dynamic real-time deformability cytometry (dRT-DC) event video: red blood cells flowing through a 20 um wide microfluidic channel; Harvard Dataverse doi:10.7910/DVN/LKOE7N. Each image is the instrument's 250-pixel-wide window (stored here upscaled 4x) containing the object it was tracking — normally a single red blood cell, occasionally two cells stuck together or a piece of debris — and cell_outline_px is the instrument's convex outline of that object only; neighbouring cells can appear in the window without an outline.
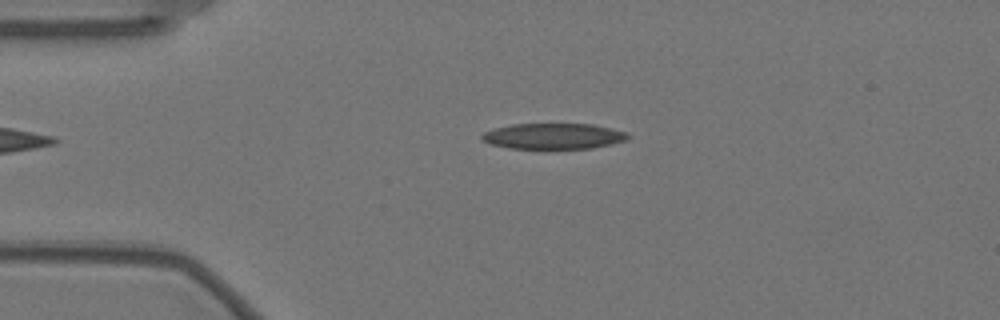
{"species": "Egyptian fruit bat (a non-hibernating species)", "species_latin": "Rousettus aegyptiacus", "temperature_condition": "warm", "stored_images_in_passage": 30, "camera_frame_rate_fps": 3000, "um_per_image_px": 0.085, "animal": {"sex": "female"}, "frame": {"image": 1, "passage_image": 1, "time_ms": 0.0, "image_size_px": [1000, 320], "cell_outline_px": [[632, 136], [624, 140], [612, 144], [592, 148], [544, 152], [508, 148], [492, 144], [484, 140], [480, 136], [484, 132], [496, 128], [512, 124], [592, 124], [612, 128], [628, 132]], "centroid_in_image_um": [47.07, 11.62], "position_along_channel_um": 37.9, "area_um2": 23.0}}
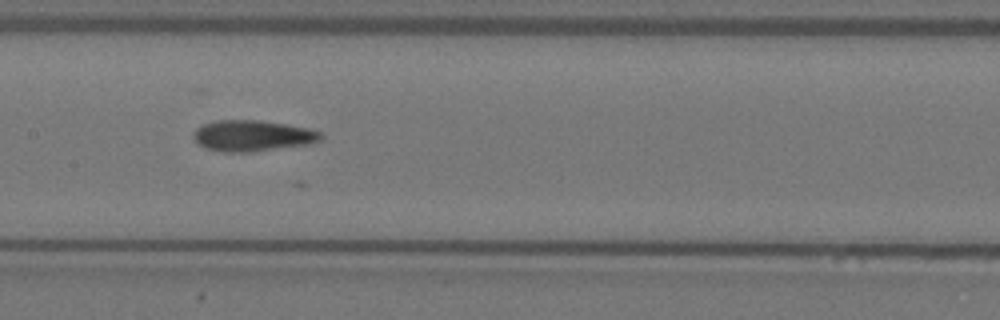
{"frame": {"image": 2, "passage_image": 16, "time_ms": 5.0, "image_size_px": [1000, 320], "cell_outline_px": [[324, 136], [320, 140], [312, 144], [248, 152], [224, 152], [204, 148], [192, 136], [196, 128], [204, 124], [216, 120], [260, 120], [308, 128], [320, 132]], "centroid_in_image_um": [21.47, 11.54], "position_along_channel_um": 185.9, "area_um2": 23.0}}
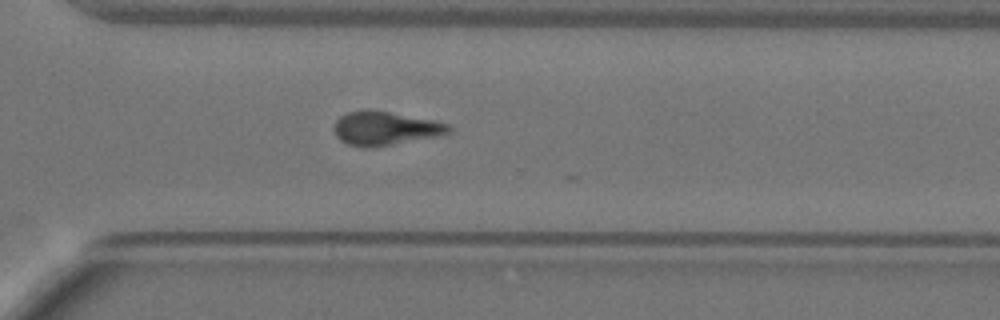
{"frame": {"image": 3, "passage_image": 29, "time_ms": 9.333, "image_size_px": [1000, 320], "cell_outline_px": [[452, 132], [440, 136], [376, 148], [364, 148], [348, 144], [340, 140], [336, 136], [332, 128], [336, 120], [340, 116], [348, 112], [368, 108], [372, 108], [436, 120], [448, 124], [452, 128]], "centroid_in_image_um": [32.76, 10.9], "position_along_channel_um": 337.8, "area_um2": 23.47}}